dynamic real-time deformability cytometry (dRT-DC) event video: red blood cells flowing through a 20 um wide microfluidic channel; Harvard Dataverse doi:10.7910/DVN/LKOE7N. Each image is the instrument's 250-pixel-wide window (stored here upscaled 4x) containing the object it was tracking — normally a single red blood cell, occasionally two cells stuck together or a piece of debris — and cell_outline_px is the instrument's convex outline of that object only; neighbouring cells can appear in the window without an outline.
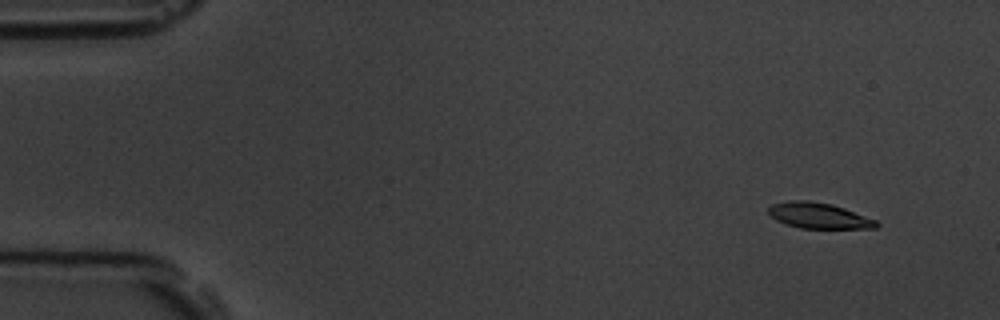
{"species": "common noctule bat (a hibernating species)", "species_latin": "Nyctalus noctula", "temperature_condition": "room temperature", "stored_images_in_passage": 5, "camera_frame_rate_fps": 3000, "um_per_image_px": 0.085, "animal": {"sex": "male", "body_mass_g": 19.5, "forearm_length_mm": 54.6}, "frame": {"image": 1, "passage_image": 1, "time_ms": 0.0, "image_size_px": [1000, 320], "cell_outline_px": [[880, 224], [876, 228], [800, 228], [776, 220], [768, 212], [768, 208], [772, 204], [788, 200], [808, 200], [832, 204], [844, 208], [876, 220]], "centroid_in_image_um": [69.59, 18.32], "position_along_channel_um": 15.4, "area_um2": 16.07}}
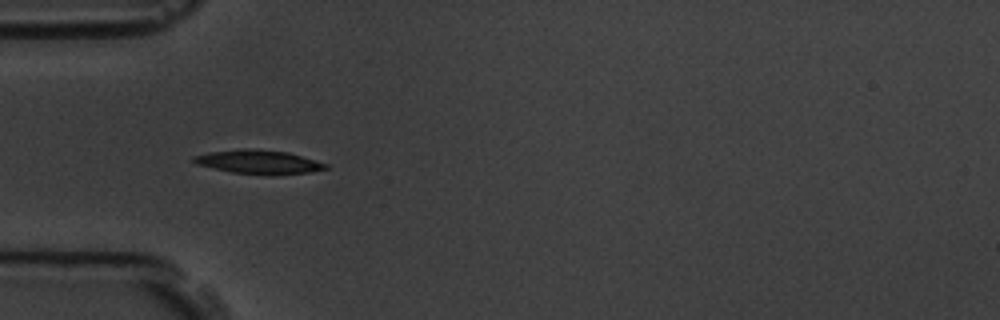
{"frame": {"image": 2, "passage_image": 4, "time_ms": 4.333, "image_size_px": [1000, 320], "cell_outline_px": [[328, 168], [312, 172], [232, 172], [196, 164], [192, 160], [192, 156], [208, 152], [244, 148], [248, 148], [288, 152], [316, 160], [328, 164]], "centroid_in_image_um": [21.93, 13.71], "position_along_channel_um": 63.1, "area_um2": 17.4}}
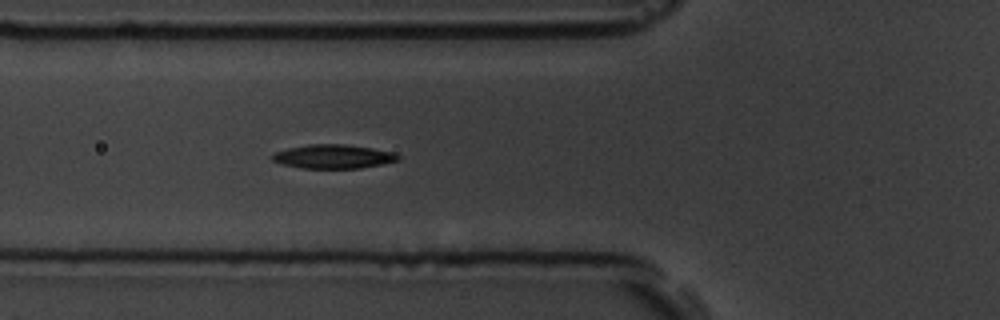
{"frame": {"image": 3, "passage_image": 5, "time_ms": 5.333, "image_size_px": [1000, 320], "cell_outline_px": [[400, 160], [360, 168], [300, 168], [284, 164], [272, 160], [272, 156], [276, 152], [288, 148], [308, 144], [344, 144], [372, 148], [392, 152], [400, 156]], "centroid_in_image_um": [28.34, 13.3], "position_along_channel_um": 97.5, "area_um2": 17.34}}